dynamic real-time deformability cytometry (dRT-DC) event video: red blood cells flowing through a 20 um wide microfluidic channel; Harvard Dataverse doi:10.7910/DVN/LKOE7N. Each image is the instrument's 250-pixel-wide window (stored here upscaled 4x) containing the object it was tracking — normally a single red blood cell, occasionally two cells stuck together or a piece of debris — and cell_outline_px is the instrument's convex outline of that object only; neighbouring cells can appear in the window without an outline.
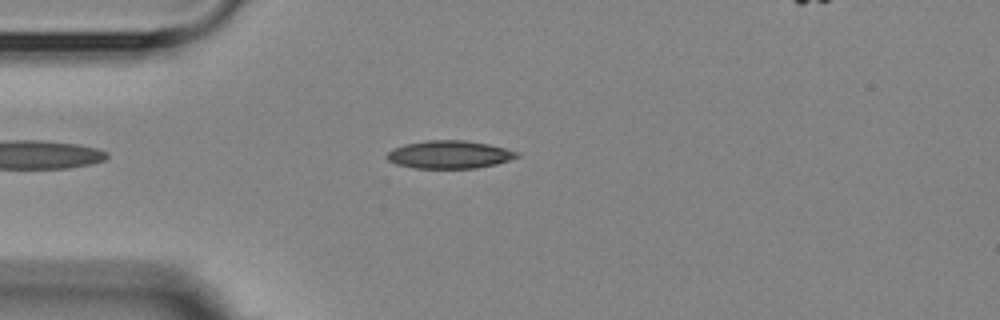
{"species": "Egyptian fruit bat (a non-hibernating species)", "species_latin": "Rousettus aegyptiacus", "temperature_condition": "room temperature", "stored_images_in_passage": 9, "camera_frame_rate_fps": 3000, "um_per_image_px": 0.085, "animal": {"sex": "female"}, "frame": {"image": 1, "passage_image": 2, "time_ms": 1.333, "image_size_px": [1000, 320], "cell_outline_px": [[520, 156], [496, 164], [476, 168], [412, 168], [396, 164], [388, 160], [384, 156], [392, 148], [404, 144], [428, 140], [464, 140], [488, 144], [520, 152]], "centroid_in_image_um": [38.17, 13.14], "position_along_channel_um": 46.8, "area_um2": 21.21}}
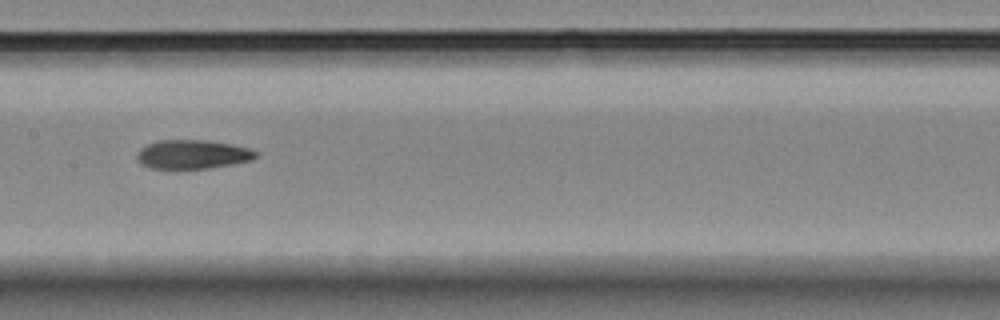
{"frame": {"image": 2, "passage_image": 6, "time_ms": 5.667, "image_size_px": [1000, 320], "cell_outline_px": [[260, 152], [252, 160], [232, 164], [208, 168], [148, 168], [140, 164], [136, 160], [136, 152], [140, 148], [156, 140], [208, 140], [232, 144], [248, 148]], "centroid_in_image_um": [16.34, 13.11], "position_along_channel_um": 191.1, "area_um2": 20.23}}
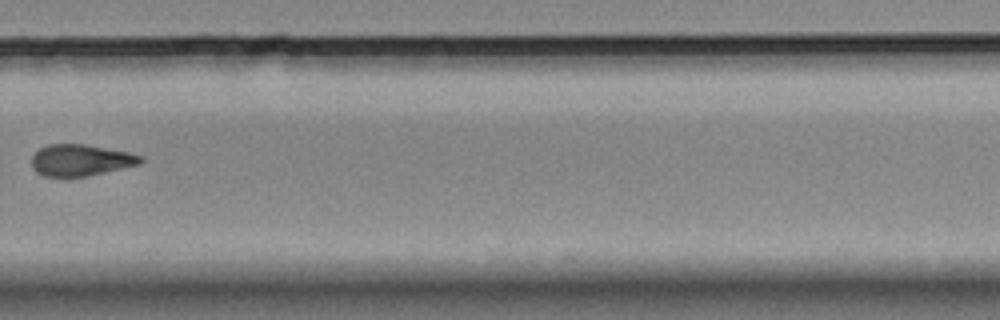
{"frame": {"image": 3, "passage_image": 9, "time_ms": 9.333, "image_size_px": [1000, 320], "cell_outline_px": [[144, 160], [140, 164], [84, 176], [44, 176], [36, 172], [32, 168], [32, 156], [40, 148], [48, 144], [84, 144], [128, 152], [144, 156]], "centroid_in_image_um": [6.85, 13.6], "position_along_channel_um": 322.9, "area_um2": 19.77}}